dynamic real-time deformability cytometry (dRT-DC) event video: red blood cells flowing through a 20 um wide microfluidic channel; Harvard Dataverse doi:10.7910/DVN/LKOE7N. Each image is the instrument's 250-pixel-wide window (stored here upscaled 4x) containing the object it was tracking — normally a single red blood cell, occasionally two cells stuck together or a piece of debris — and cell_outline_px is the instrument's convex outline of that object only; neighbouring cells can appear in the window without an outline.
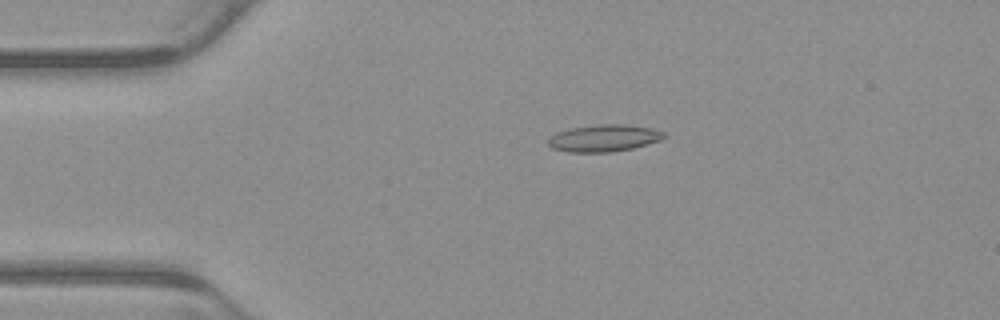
{"species": "common noctule bat (a hibernating species)", "species_latin": "Nyctalus noctula", "temperature_condition": "warm", "stored_images_in_passage": 5, "camera_frame_rate_fps": 3000, "um_per_image_px": 0.085, "animal": {"sex": "male", "body_mass_g": 23.1, "forearm_length_mm": 52.7}, "frame": {"image": 1, "passage_image": 4, "time_ms": 1.0, "image_size_px": [1000, 320], "cell_outline_px": [[664, 136], [660, 140], [632, 148], [612, 152], [568, 152], [552, 148], [548, 144], [548, 140], [556, 132], [568, 128], [600, 124], [624, 124], [652, 128], [664, 132]], "centroid_in_image_um": [51.3, 11.73], "position_along_channel_um": 33.7, "area_um2": 18.15}}